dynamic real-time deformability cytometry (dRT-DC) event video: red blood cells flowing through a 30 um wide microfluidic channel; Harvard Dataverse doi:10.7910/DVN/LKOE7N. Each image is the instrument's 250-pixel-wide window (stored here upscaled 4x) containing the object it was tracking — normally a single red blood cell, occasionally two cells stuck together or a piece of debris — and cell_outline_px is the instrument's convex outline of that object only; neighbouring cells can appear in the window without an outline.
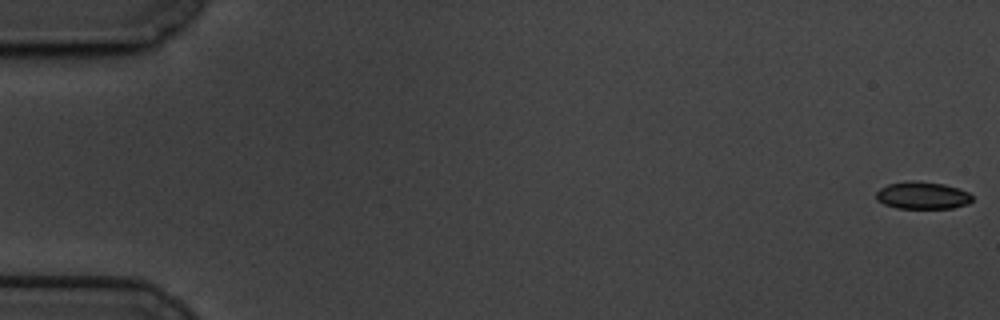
{"species": "common noctule bat (a hibernating species)", "species_latin": "Nyctalus noctula", "temperature_condition": "cold", "stored_images_in_passage": 60, "camera_frame_rate_fps": 3000, "um_per_image_px": 0.085, "animal": {"sex": "male", "body_mass_g": 19.5, "forearm_length_mm": 54.6}, "frame": {"image": 1, "passage_image": 1, "time_ms": 0.0, "image_size_px": [1000, 320], "cell_outline_px": [[972, 200], [968, 204], [952, 208], [896, 208], [884, 204], [876, 200], [876, 192], [880, 188], [888, 184], [912, 180], [916, 180], [944, 184], [960, 188], [968, 192], [972, 196]], "centroid_in_image_um": [78.41, 16.6], "position_along_channel_um": 6.6, "area_um2": 15.43}}
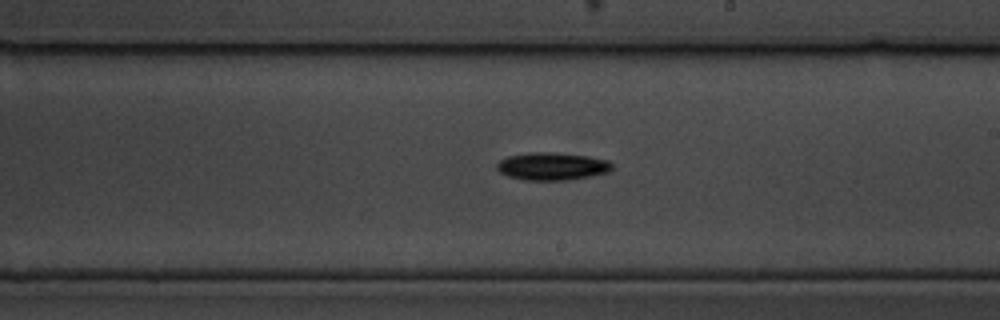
{"frame": {"image": 2, "passage_image": 35, "time_ms": 11.333, "image_size_px": [1000, 320], "cell_outline_px": [[612, 168], [608, 172], [592, 176], [568, 180], [524, 180], [508, 176], [500, 172], [496, 168], [496, 164], [500, 160], [508, 156], [532, 152], [552, 152], [588, 156], [608, 160], [612, 164]], "centroid_in_image_um": [46.93, 14.14], "position_along_channel_um": 242.1, "area_um2": 18.61}}
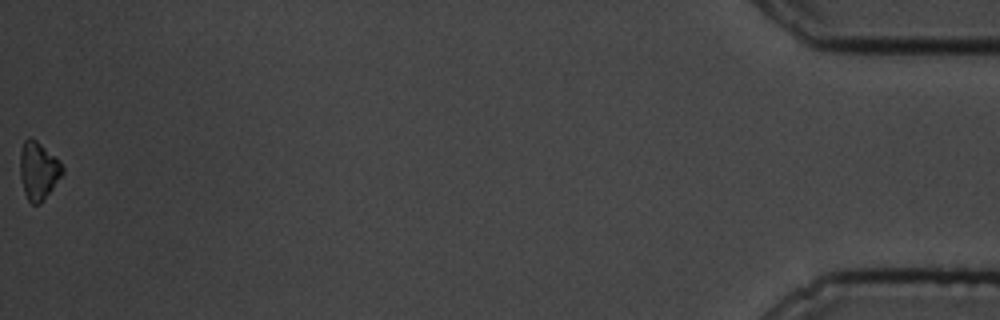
{"frame": {"image": 3, "passage_image": 60, "time_ms": 19.667, "image_size_px": [1000, 320], "cell_outline_px": [[64, 172], [44, 200], [40, 204], [32, 204], [28, 200], [24, 192], [20, 176], [20, 152], [24, 140], [28, 136], [36, 140], [60, 160], [64, 168]], "centroid_in_image_um": [3.26, 14.5], "position_along_channel_um": 431.9, "area_um2": 14.39}, "authors_computed_cell_mechanics": {"area_um2": 16.3863, "velocity_mm_per_s": 3.4085, "shape_relaxation_time_tau1_ms": 4.272, "shape_relaxation_time_tau2_ms": null, "deformation_change_tau1": 0.1573, "deformation_change_tau2": null}}